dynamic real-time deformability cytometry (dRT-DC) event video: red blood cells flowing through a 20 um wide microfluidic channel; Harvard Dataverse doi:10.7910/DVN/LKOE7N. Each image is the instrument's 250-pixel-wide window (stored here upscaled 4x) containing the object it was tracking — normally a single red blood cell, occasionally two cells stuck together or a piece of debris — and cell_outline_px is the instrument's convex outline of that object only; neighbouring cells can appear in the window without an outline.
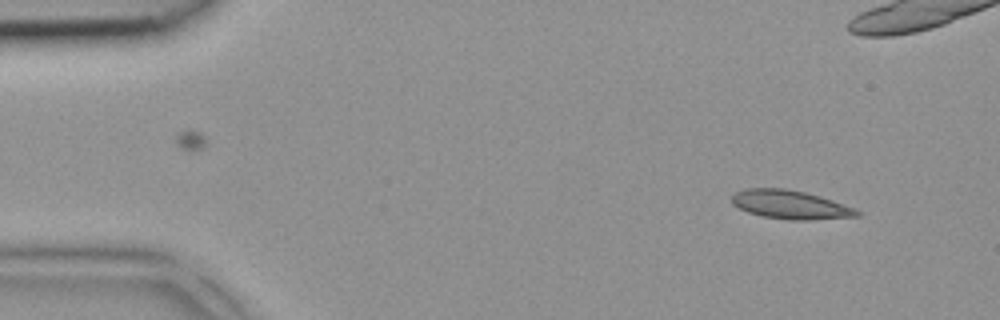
{"species": "common noctule bat (a hibernating species)", "species_latin": "Nyctalus noctula", "temperature_condition": "room temperature", "stored_images_in_passage": 4, "camera_frame_rate_fps": 3000, "um_per_image_px": 0.085, "animal": {"sex": "female", "body_mass_g": 18.4}, "frame": {"image": 1, "passage_image": 1, "time_ms": 0.0, "image_size_px": [1000, 320], "cell_outline_px": [[860, 216], [808, 220], [788, 220], [760, 216], [748, 212], [732, 204], [732, 196], [736, 192], [744, 188], [784, 188], [804, 192], [820, 196], [832, 200], [852, 208], [860, 212]], "centroid_in_image_um": [67.13, 17.4], "position_along_channel_um": 17.9, "area_um2": 20.81}}